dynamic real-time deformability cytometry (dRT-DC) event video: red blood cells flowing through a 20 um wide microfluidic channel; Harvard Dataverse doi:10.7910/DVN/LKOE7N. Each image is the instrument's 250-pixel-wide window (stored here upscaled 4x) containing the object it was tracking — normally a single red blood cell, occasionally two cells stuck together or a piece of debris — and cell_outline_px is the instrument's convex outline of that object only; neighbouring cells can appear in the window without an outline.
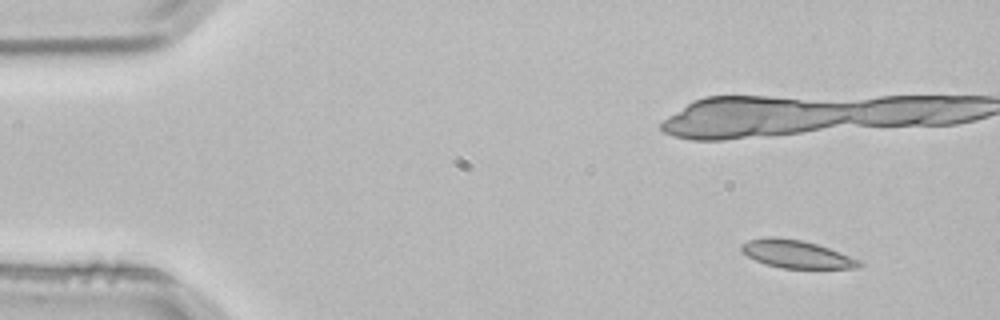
{"species": "common noctule bat (a hibernating species)", "species_latin": "Nyctalus noctula", "temperature_condition": "room temperature", "stored_images_in_passage": 5, "camera_frame_rate_fps": 3000, "um_per_image_px": 0.085, "animal": {"sex": "male", "body_mass_g": 21.5, "forearm_length_mm": 52.0}, "frame": {"image": 1, "passage_image": 1, "time_ms": 0.0, "image_size_px": [1000, 320], "cell_outline_px": [[864, 264], [856, 268], [780, 268], [764, 264], [740, 252], [740, 244], [748, 240], [768, 236], [772, 236], [804, 240], [840, 252], [860, 260]], "centroid_in_image_um": [67.65, 21.59], "position_along_channel_um": 17.3, "area_um2": 19.25}}